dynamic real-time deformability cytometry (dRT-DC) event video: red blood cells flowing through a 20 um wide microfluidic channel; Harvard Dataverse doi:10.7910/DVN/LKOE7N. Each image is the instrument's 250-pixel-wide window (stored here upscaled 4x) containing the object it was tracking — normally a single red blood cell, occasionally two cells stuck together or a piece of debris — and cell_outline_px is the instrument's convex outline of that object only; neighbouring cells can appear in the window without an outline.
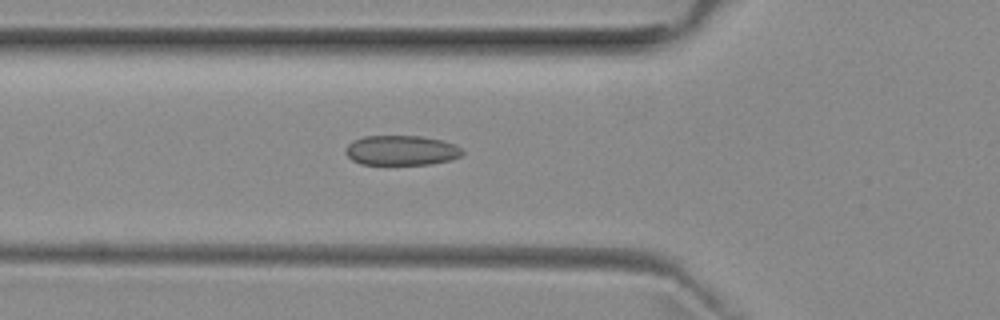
{"species": "common noctule bat (a hibernating species)", "species_latin": "Nyctalus noctula", "temperature_condition": "room temperature", "stored_images_in_passage": 21, "camera_frame_rate_fps": 3000, "um_per_image_px": 0.085, "animal": {"sex": "female", "body_mass_g": 29.2, "forearm_length_mm": 56.3}, "frame": {"image": 1, "passage_image": 2, "time_ms": 0.333, "image_size_px": [1000, 320], "cell_outline_px": [[464, 152], [460, 156], [448, 160], [428, 164], [360, 164], [352, 160], [348, 156], [348, 144], [352, 140], [364, 136], [420, 136], [444, 140], [460, 148]], "centroid_in_image_um": [34.11, 12.77], "position_along_channel_um": 91.7, "area_um2": 20.06}}
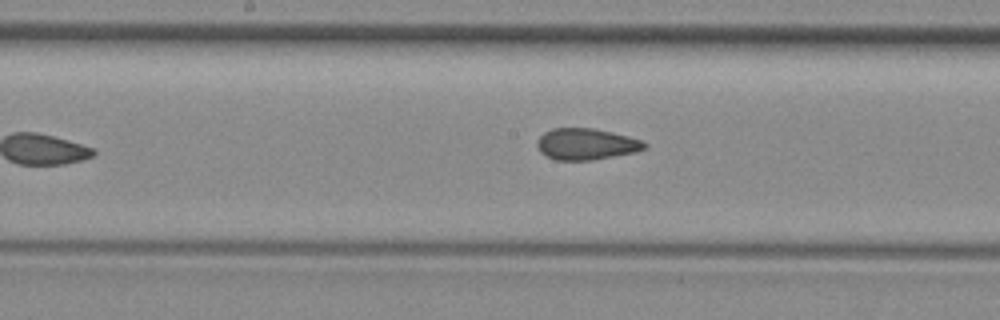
{"frame": {"image": 2, "passage_image": 10, "time_ms": 3.0, "image_size_px": [1000, 320], "cell_outline_px": [[648, 148], [636, 152], [592, 160], [556, 160], [540, 152], [536, 144], [536, 140], [544, 132], [552, 128], [592, 128], [612, 132], [628, 136], [640, 140], [648, 144]], "centroid_in_image_um": [49.83, 12.24], "position_along_channel_um": 198.4, "area_um2": 19.71}}
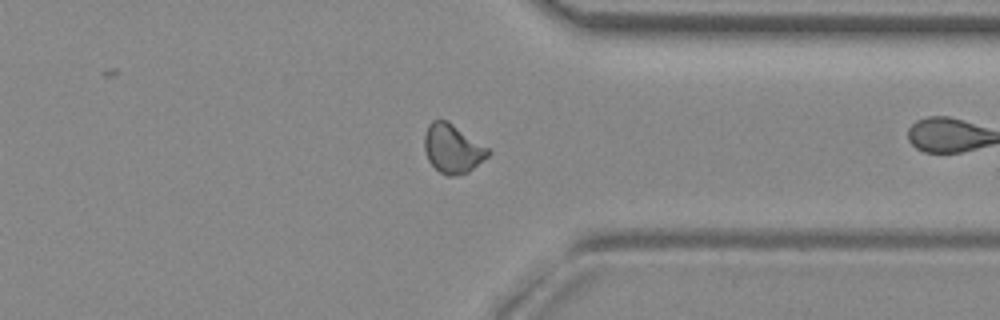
{"frame": {"image": 3, "passage_image": 20, "time_ms": 6.333, "image_size_px": [1000, 320], "cell_outline_px": [[492, 152], [488, 156], [468, 172], [456, 176], [448, 176], [440, 172], [428, 160], [424, 148], [424, 136], [428, 124], [432, 120], [448, 120], [488, 148]], "centroid_in_image_um": [38.46, 12.63], "position_along_channel_um": 372.9, "area_um2": 18.09}}